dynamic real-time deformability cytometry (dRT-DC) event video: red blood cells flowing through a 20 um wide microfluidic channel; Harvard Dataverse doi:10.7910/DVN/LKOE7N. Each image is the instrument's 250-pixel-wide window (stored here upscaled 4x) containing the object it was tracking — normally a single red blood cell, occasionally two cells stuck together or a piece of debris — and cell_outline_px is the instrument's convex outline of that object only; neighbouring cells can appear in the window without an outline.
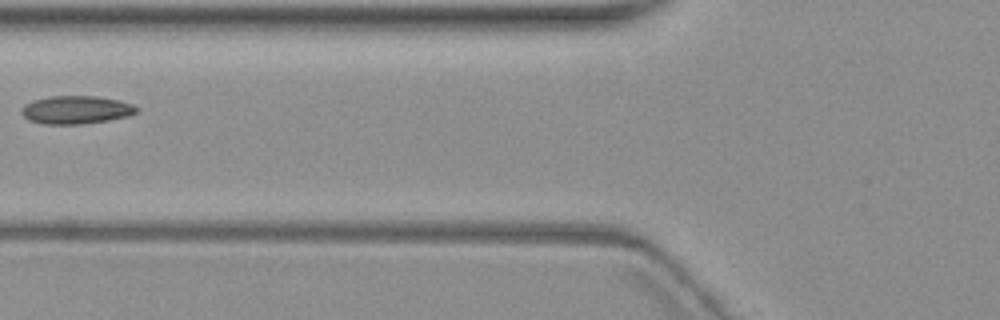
{"species": "common noctule bat (a hibernating species)", "species_latin": "Nyctalus noctula", "temperature_condition": "warm", "stored_images_in_passage": 2, "camera_frame_rate_fps": 3000, "um_per_image_px": 0.085, "animal": {"sex": "female", "body_mass_g": 19.3, "forearm_length_mm": 54.1}, "frame": {"image": 1, "passage_image": 2, "time_ms": 1.333, "image_size_px": [1000, 320], "cell_outline_px": [[140, 108], [136, 112], [128, 116], [108, 120], [80, 124], [44, 124], [28, 120], [20, 112], [24, 104], [32, 100], [48, 96], [96, 96], [116, 100], [132, 104]], "centroid_in_image_um": [6.43, 9.33], "position_along_channel_um": 119.4, "area_um2": 18.84}}